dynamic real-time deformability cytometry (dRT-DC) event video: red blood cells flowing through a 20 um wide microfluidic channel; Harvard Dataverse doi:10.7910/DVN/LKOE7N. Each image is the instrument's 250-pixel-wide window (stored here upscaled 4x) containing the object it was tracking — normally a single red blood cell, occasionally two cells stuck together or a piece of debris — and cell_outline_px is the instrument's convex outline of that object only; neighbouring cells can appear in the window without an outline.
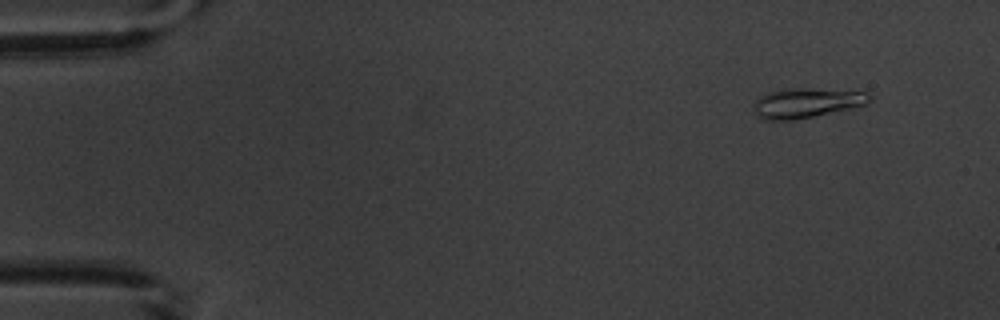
{"species": "common noctule bat (a hibernating species)", "species_latin": "Nyctalus noctula", "temperature_condition": "warm", "stored_images_in_passage": 6, "camera_frame_rate_fps": 3000, "um_per_image_px": 0.085, "animal": {"sex": "male", "body_mass_g": 20.1, "forearm_length_mm": 53.5}, "frame": {"image": 1, "passage_image": 2, "time_ms": 1.0, "image_size_px": [1000, 320], "cell_outline_px": [[872, 100], [864, 104], [848, 108], [812, 116], [792, 120], [764, 120], [756, 116], [752, 112], [752, 108], [756, 100], [760, 96], [768, 92], [788, 88], [800, 88], [868, 92], [872, 96]], "centroid_in_image_um": [68.47, 8.75], "position_along_channel_um": 16.5, "area_um2": 19.88}}
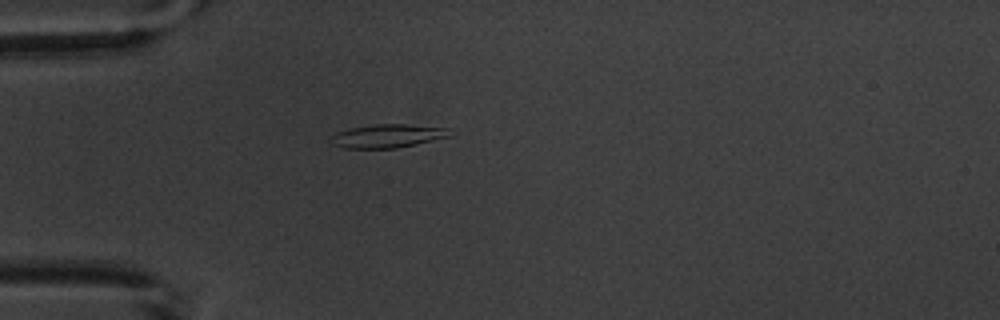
{"frame": {"image": 2, "passage_image": 5, "time_ms": 4.667, "image_size_px": [1000, 320], "cell_outline_px": [[452, 136], [416, 144], [396, 148], [344, 148], [332, 144], [328, 140], [328, 136], [336, 132], [348, 128], [376, 124], [408, 124], [452, 128]], "centroid_in_image_um": [32.94, 11.55], "position_along_channel_um": 52.1, "area_um2": 16.65}}